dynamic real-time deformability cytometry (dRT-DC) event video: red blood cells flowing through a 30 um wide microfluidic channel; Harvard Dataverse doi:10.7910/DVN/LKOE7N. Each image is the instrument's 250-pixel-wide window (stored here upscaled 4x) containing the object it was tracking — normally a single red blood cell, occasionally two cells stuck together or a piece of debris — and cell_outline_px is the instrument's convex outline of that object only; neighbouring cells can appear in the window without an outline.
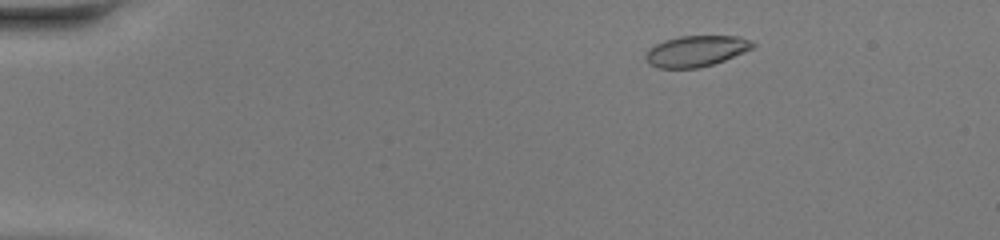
{"species": "common noctule bat (a hibernating species)", "species_latin": "Nyctalus noctula", "temperature_condition": "warm", "stored_images_in_passage": 46, "camera_frame_rate_fps": 3000, "um_per_image_px": 0.085, "animal": {"sex": "female", "body_mass_g": 20.0, "forearm_length_mm": 54.0}, "frame": {"image": 1, "passage_image": 6, "time_ms": 1.667, "image_size_px": [1000, 240], "cell_outline_px": [[756, 44], [752, 48], [744, 52], [724, 60], [712, 64], [696, 68], [656, 68], [648, 64], [644, 56], [648, 48], [664, 40], [680, 36], [740, 36], [752, 40]], "centroid_in_image_um": [59.14, 4.34], "position_along_channel_um": 25.9, "area_um2": 19.42}}
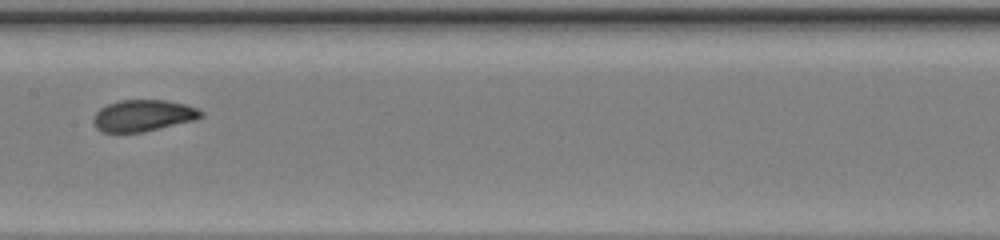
{"frame": {"image": 2, "passage_image": 24, "time_ms": 7.667, "image_size_px": [1000, 240], "cell_outline_px": [[204, 116], [196, 120], [144, 132], [104, 132], [96, 128], [92, 120], [96, 112], [100, 108], [108, 104], [120, 100], [168, 100], [188, 104], [204, 112]], "centroid_in_image_um": [12.21, 9.82], "position_along_channel_um": 195.2, "area_um2": 20.0}}
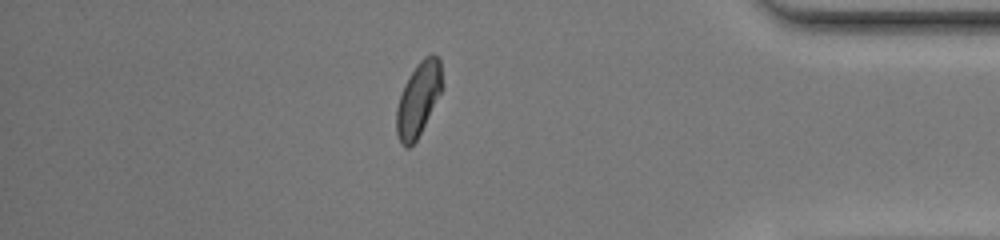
{"frame": {"image": 3, "passage_image": 40, "time_ms": 13.0, "image_size_px": [1000, 240], "cell_outline_px": [[444, 88], [416, 140], [408, 148], [404, 148], [400, 144], [396, 132], [396, 108], [404, 84], [408, 76], [416, 64], [424, 56], [432, 52], [440, 56]], "centroid_in_image_um": [35.58, 8.37], "position_along_channel_um": 399.6, "area_um2": 20.17}, "authors_computed_cell_mechanics": {"area_um2": 19.8543, "velocity_mm_per_s": 4.3705, "shape_relaxation_time_tau1_ms": 4.3103, "shape_relaxation_time_tau2_ms": 1.0981, "deformation_change_tau1": 0.1613, "deformation_change_tau2": 0.0536}}